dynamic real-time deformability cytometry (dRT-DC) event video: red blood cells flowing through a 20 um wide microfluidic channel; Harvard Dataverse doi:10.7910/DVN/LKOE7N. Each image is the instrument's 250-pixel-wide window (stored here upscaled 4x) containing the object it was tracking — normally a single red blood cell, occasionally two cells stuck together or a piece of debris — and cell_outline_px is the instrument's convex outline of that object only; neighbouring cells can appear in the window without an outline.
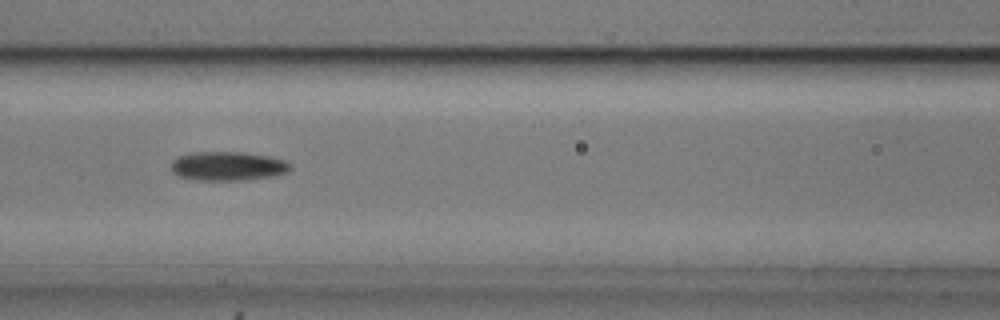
{"species": "common noctule bat (a hibernating species)", "species_latin": "Nyctalus noctula", "temperature_condition": "cold", "stored_images_in_passage": 9, "camera_frame_rate_fps": 3000, "um_per_image_px": 0.085, "animal": {"sex": "male", "body_mass_g": 20.5, "forearm_length_mm": 52.5}, "frame": {"image": 1, "passage_image": 7, "time_ms": 2.0, "image_size_px": [1000, 320], "cell_outline_px": [[292, 168], [288, 172], [272, 176], [240, 180], [196, 180], [180, 176], [172, 172], [172, 160], [176, 156], [192, 152], [240, 152], [268, 156], [284, 160], [292, 164]], "centroid_in_image_um": [19.36, 14.11], "position_along_channel_um": 147.2, "area_um2": 20.17}}
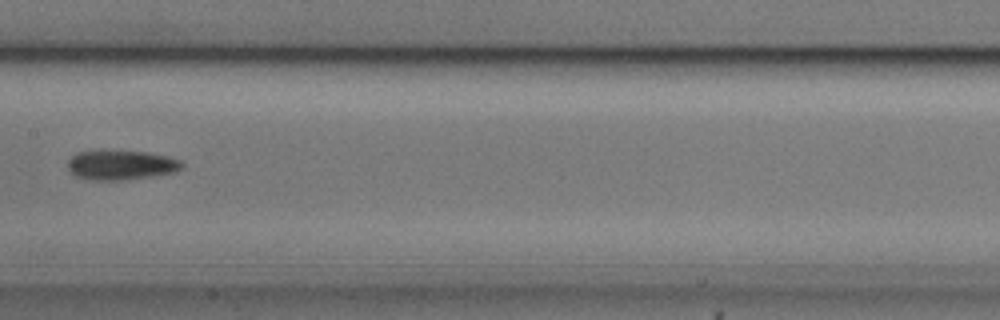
{"frame": {"image": 2, "passage_image": 8, "time_ms": 2.333, "image_size_px": [1000, 320], "cell_outline_px": [[184, 168], [176, 172], [152, 176], [124, 180], [92, 180], [76, 176], [68, 168], [68, 160], [76, 152], [100, 148], [148, 152], [168, 156], [180, 160], [184, 164]], "centroid_in_image_um": [10.29, 13.98], "position_along_channel_um": 197.1, "area_um2": 20.46}}
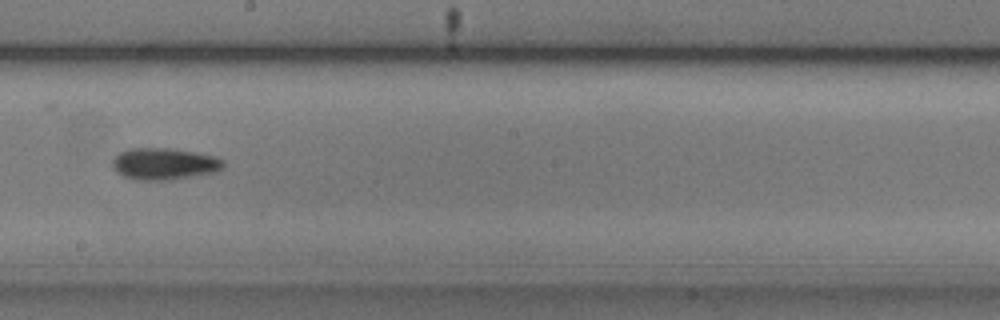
{"frame": {"image": 3, "passage_image": 9, "time_ms": 2.667, "image_size_px": [1000, 320], "cell_outline_px": [[224, 168], [216, 172], [168, 180], [136, 180], [124, 176], [116, 172], [112, 164], [112, 160], [120, 152], [128, 148], [168, 148], [196, 152], [216, 156], [224, 160]], "centroid_in_image_um": [13.97, 13.92], "position_along_channel_um": 234.2, "area_um2": 20.63}}